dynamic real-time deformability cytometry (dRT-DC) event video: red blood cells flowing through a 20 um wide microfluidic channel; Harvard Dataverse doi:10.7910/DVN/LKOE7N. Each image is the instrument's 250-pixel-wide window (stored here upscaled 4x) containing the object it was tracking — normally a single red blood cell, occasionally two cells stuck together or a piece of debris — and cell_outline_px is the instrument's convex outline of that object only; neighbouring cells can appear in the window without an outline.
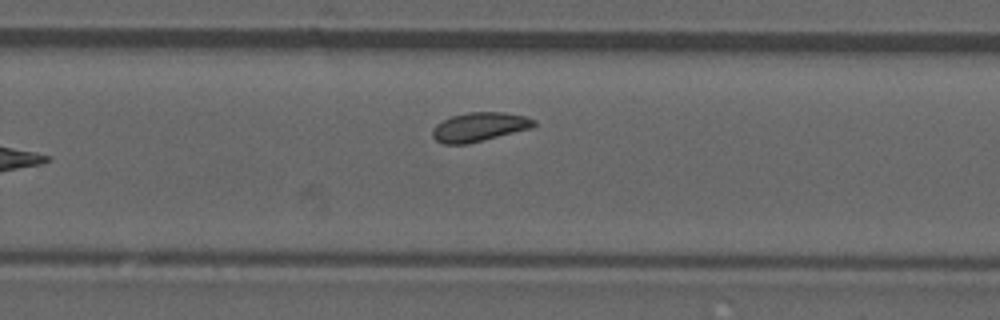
{"species": "common noctule bat (a hibernating species)", "species_latin": "Nyctalus noctula", "temperature_condition": "room temperature", "stored_images_in_passage": 8, "camera_frame_rate_fps": 3000, "um_per_image_px": 0.085, "animal": {"sex": "male", "forearm_length_mm": 52.5}, "frame": {"image": 1, "passage_image": 8, "time_ms": 2.333, "image_size_px": [1000, 320], "cell_outline_px": [[536, 124], [532, 128], [468, 144], [444, 144], [436, 140], [432, 136], [432, 128], [436, 124], [452, 116], [468, 112], [504, 112], [524, 116], [536, 120]], "centroid_in_image_um": [40.74, 10.79], "position_along_channel_um": 289.1, "area_um2": 17.17}}